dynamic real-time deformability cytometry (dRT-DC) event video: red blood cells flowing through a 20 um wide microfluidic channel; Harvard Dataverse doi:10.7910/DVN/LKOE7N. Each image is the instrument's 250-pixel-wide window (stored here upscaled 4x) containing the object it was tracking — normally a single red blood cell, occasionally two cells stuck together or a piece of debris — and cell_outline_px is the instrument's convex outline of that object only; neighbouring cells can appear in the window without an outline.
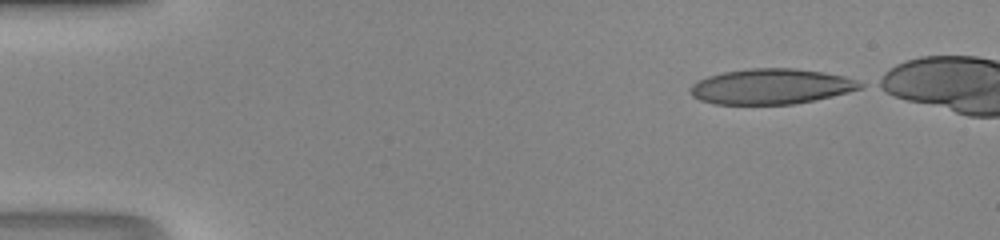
{"species": "human", "species_latin": "Homo sapiens", "temperature_condition": "room temperature", "stored_images_in_passage": 40, "camera_frame_rate_fps": 3000, "um_per_image_px": 0.085, "donor": {"sex": "male"}, "frame": {"image": 1, "passage_image": 1, "time_ms": 0.0, "image_size_px": [1000, 240], "cell_outline_px": [[864, 84], [860, 88], [812, 100], [792, 104], [716, 104], [700, 100], [692, 96], [692, 84], [696, 80], [708, 76], [724, 72], [748, 68], [796, 68], [824, 72], [844, 76], [856, 80]], "centroid_in_image_um": [65.5, 7.33], "position_along_channel_um": 19.5, "area_um2": 34.62}}
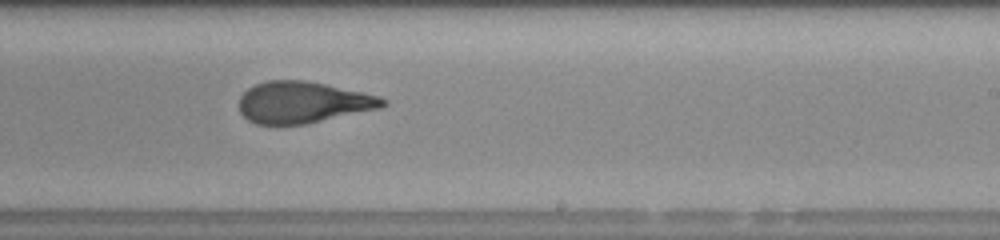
{"frame": {"image": 2, "passage_image": 25, "time_ms": 8.0, "image_size_px": [1000, 240], "cell_outline_px": [[388, 104], [380, 108], [304, 124], [256, 124], [248, 120], [240, 112], [240, 96], [248, 88], [256, 84], [268, 80], [304, 80], [324, 84], [360, 92], [376, 96], [388, 100]], "centroid_in_image_um": [25.72, 8.7], "position_along_channel_um": 263.3, "area_um2": 34.28}}
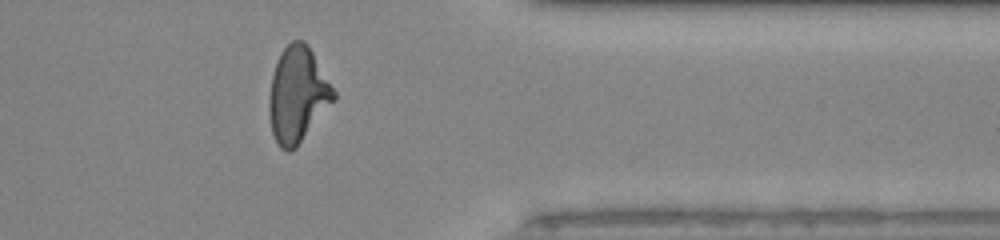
{"frame": {"image": 3, "passage_image": 34, "time_ms": 11.0, "image_size_px": [1000, 240], "cell_outline_px": [[336, 96], [296, 148], [288, 152], [280, 148], [276, 144], [272, 132], [268, 112], [268, 100], [272, 76], [280, 52], [292, 40], [304, 40], [308, 44], [336, 92]], "centroid_in_image_um": [25.27, 8.05], "position_along_channel_um": 386.1, "area_um2": 35.66}}